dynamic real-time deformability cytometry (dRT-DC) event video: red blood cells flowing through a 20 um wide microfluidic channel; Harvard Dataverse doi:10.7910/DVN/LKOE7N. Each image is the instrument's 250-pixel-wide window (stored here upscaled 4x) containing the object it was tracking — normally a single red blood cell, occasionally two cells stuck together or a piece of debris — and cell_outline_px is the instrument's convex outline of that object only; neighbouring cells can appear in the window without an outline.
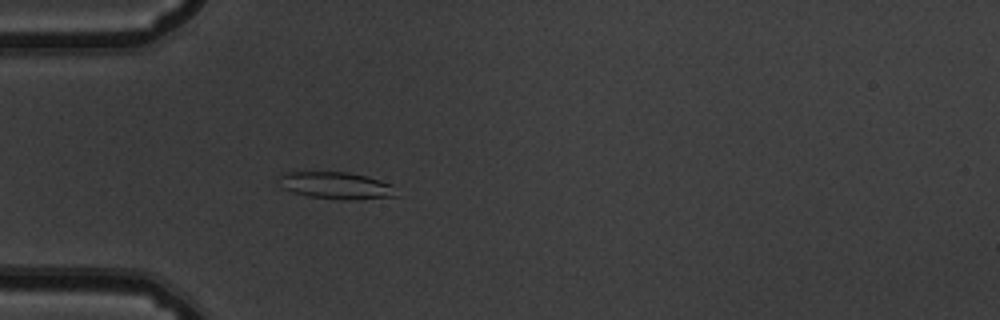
{"species": "common noctule bat (a hibernating species)", "species_latin": "Nyctalus noctula", "temperature_condition": "warm", "stored_images_in_passage": 54, "camera_frame_rate_fps": 3000, "um_per_image_px": 0.085, "animal": {"sex": "male", "body_mass_g": 19.5, "forearm_length_mm": 54.6}, "frame": {"image": 1, "passage_image": 17, "time_ms": 5.333, "image_size_px": [1000, 320], "cell_outline_px": [[400, 196], [348, 200], [308, 196], [292, 192], [284, 188], [280, 176], [288, 172], [348, 172], [368, 176], [392, 184]], "centroid_in_image_um": [28.67, 15.77], "position_along_channel_um": 56.3, "area_um2": 18.32}}
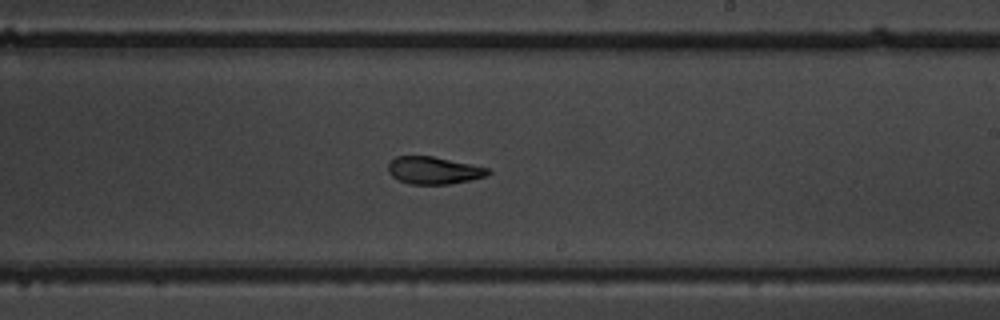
{"frame": {"image": 2, "passage_image": 33, "time_ms": 10.667, "image_size_px": [1000, 320], "cell_outline_px": [[492, 172], [488, 176], [448, 184], [412, 184], [400, 180], [392, 176], [388, 172], [388, 164], [396, 156], [432, 156], [472, 164], [488, 168]], "centroid_in_image_um": [36.89, 14.47], "position_along_channel_um": 252.1, "area_um2": 15.84}}
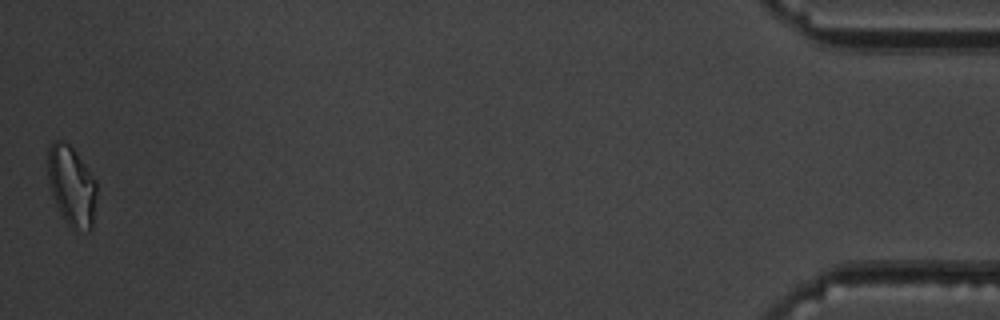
{"frame": {"image": 3, "passage_image": 54, "time_ms": 17.667, "image_size_px": [1000, 320], "cell_outline_px": [[96, 192], [92, 228], [88, 232], [72, 228], [64, 220], [52, 196], [48, 180], [48, 148], [52, 140], [60, 140], [68, 144], [72, 148], [96, 180]], "centroid_in_image_um": [6.07, 15.81], "position_along_channel_um": 429.1, "area_um2": 22.6}, "authors_computed_cell_mechanics": {"area_um2": 17.9758, "velocity_mm_per_s": 3.803, "shape_relaxation_time_tau1_ms": null, "shape_relaxation_time_tau2_ms": 2.8308, "deformation_change_tau1": null, "deformation_change_tau2": 0.0897}}